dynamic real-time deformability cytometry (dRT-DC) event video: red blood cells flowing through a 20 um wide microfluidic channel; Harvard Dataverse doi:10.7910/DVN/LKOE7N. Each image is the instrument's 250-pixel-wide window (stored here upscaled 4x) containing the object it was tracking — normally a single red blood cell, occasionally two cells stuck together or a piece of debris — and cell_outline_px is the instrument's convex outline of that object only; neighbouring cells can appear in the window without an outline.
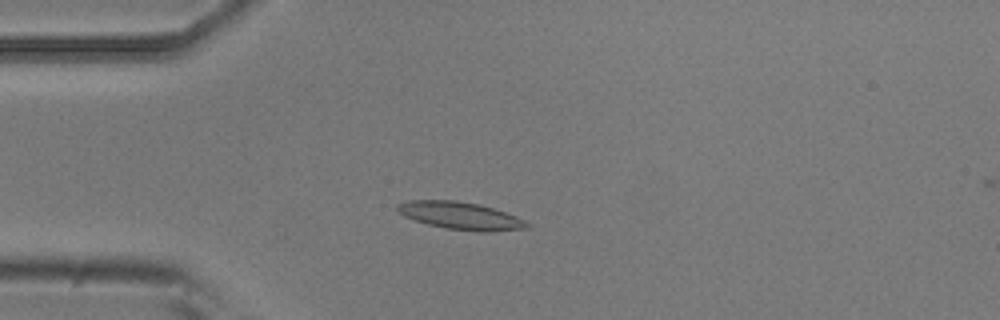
{"species": "common noctule bat (a hibernating species)", "species_latin": "Nyctalus noctula", "temperature_condition": "room temperature", "stored_images_in_passage": 4, "camera_frame_rate_fps": 3000, "um_per_image_px": 0.085, "animal": {"sex": "male", "body_mass_g": 20.5, "forearm_length_mm": 52.5}, "frame": {"image": 1, "passage_image": 3, "time_ms": 3.333, "image_size_px": [1000, 320], "cell_outline_px": [[532, 224], [528, 228], [488, 232], [480, 232], [444, 228], [428, 224], [404, 216], [396, 208], [396, 204], [408, 200], [456, 200], [480, 204], [516, 216]], "centroid_in_image_um": [39.16, 18.33], "position_along_channel_um": 45.8, "area_um2": 20.81}}